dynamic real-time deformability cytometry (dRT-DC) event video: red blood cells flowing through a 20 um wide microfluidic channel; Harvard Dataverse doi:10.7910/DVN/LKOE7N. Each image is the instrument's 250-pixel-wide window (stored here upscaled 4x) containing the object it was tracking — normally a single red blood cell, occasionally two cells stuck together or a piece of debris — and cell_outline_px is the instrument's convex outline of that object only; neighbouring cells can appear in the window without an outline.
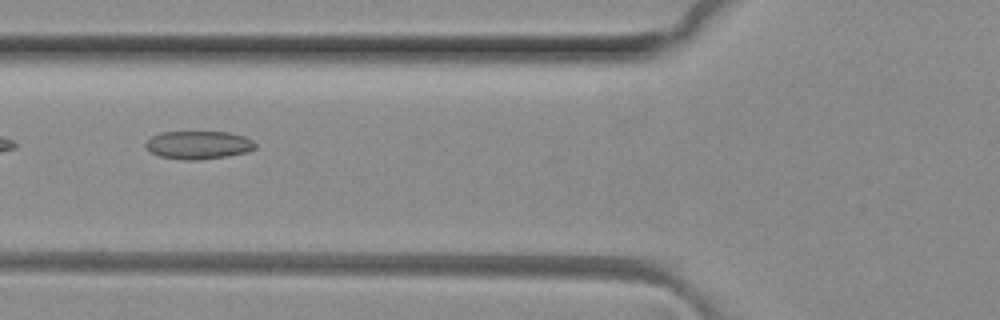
{"species": "common noctule bat (a hibernating species)", "species_latin": "Nyctalus noctula", "temperature_condition": "room temperature", "stored_images_in_passage": 2, "camera_frame_rate_fps": 3000, "um_per_image_px": 0.085, "animal": {"sex": "female", "body_mass_g": 29.2, "forearm_length_mm": 56.3}, "frame": {"image": 1, "passage_image": 2, "time_ms": 0.333, "image_size_px": [1000, 320], "cell_outline_px": [[256, 148], [248, 152], [228, 156], [196, 160], [184, 160], [160, 156], [144, 148], [144, 144], [152, 136], [160, 132], [228, 132], [244, 136], [252, 140], [256, 144]], "centroid_in_image_um": [16.87, 12.32], "position_along_channel_um": 108.9, "area_um2": 18.03}}